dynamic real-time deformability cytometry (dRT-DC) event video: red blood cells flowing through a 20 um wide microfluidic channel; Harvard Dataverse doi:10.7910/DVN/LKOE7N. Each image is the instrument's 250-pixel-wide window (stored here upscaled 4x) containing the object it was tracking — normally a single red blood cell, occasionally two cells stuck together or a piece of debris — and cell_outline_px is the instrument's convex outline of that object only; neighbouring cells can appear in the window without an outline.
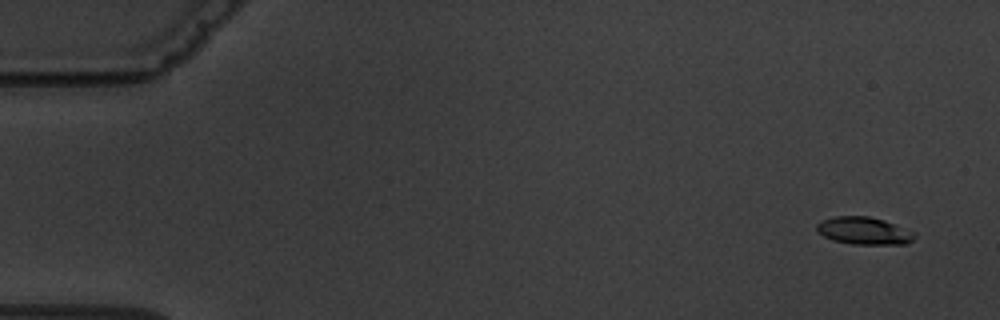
{"species": "common noctule bat (a hibernating species)", "species_latin": "Nyctalus noctula", "temperature_condition": "warm", "stored_images_in_passage": 5, "camera_frame_rate_fps": 3000, "um_per_image_px": 0.085, "animal": {"sex": "male", "body_mass_g": 19.5, "forearm_length_mm": 54.6}, "frame": {"image": 1, "passage_image": 1, "time_ms": 0.0, "image_size_px": [1000, 320], "cell_outline_px": [[916, 236], [908, 244], [852, 244], [832, 240], [816, 232], [816, 224], [824, 220], [836, 216], [868, 216], [884, 220], [916, 232]], "centroid_in_image_um": [73.45, 19.62], "position_along_channel_um": 11.5, "area_um2": 15.72}}
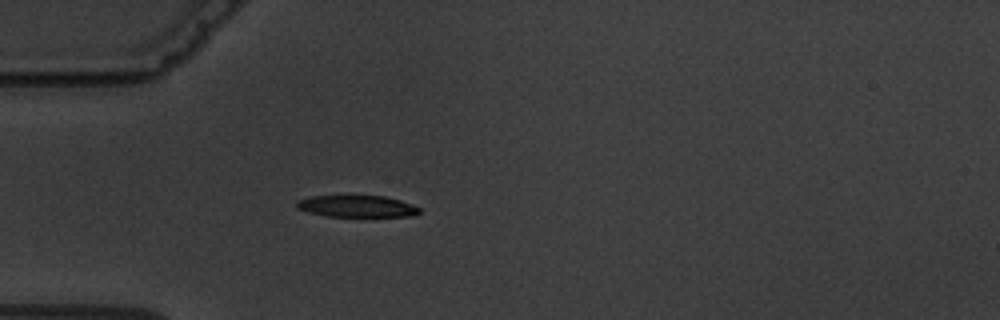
{"frame": {"image": 2, "passage_image": 5, "time_ms": 4.667, "image_size_px": [1000, 320], "cell_outline_px": [[420, 212], [412, 216], [328, 216], [308, 212], [296, 208], [296, 200], [312, 196], [384, 196], [400, 200], [412, 204], [420, 208]], "centroid_in_image_um": [30.32, 17.53], "position_along_channel_um": 54.7, "area_um2": 15.43}}